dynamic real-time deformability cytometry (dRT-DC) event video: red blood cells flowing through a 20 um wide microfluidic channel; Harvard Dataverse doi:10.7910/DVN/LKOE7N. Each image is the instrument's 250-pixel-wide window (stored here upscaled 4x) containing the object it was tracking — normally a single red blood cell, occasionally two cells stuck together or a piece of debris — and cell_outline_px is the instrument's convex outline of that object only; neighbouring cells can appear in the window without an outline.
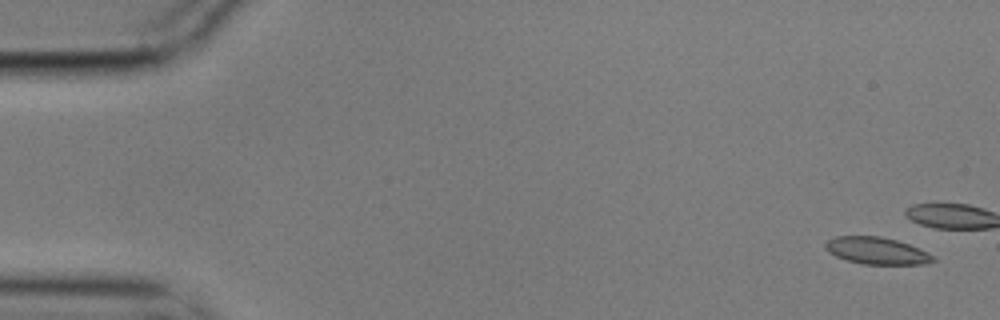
{"species": "common noctule bat (a hibernating species)", "species_latin": "Nyctalus noctula", "temperature_condition": "cold", "stored_images_in_passage": 4, "camera_frame_rate_fps": 3000, "um_per_image_px": 0.085, "animal": {"sex": "male", "body_mass_g": 17.9}, "frame": {"image": 1, "passage_image": 1, "time_ms": 0.0, "image_size_px": [1000, 320], "cell_outline_px": [[936, 260], [924, 264], [864, 264], [848, 260], [836, 256], [828, 252], [824, 248], [824, 244], [828, 240], [836, 236], [880, 236], [896, 240], [920, 248], [936, 256]], "centroid_in_image_um": [74.54, 21.31], "position_along_channel_um": 10.5, "area_um2": 16.99}}